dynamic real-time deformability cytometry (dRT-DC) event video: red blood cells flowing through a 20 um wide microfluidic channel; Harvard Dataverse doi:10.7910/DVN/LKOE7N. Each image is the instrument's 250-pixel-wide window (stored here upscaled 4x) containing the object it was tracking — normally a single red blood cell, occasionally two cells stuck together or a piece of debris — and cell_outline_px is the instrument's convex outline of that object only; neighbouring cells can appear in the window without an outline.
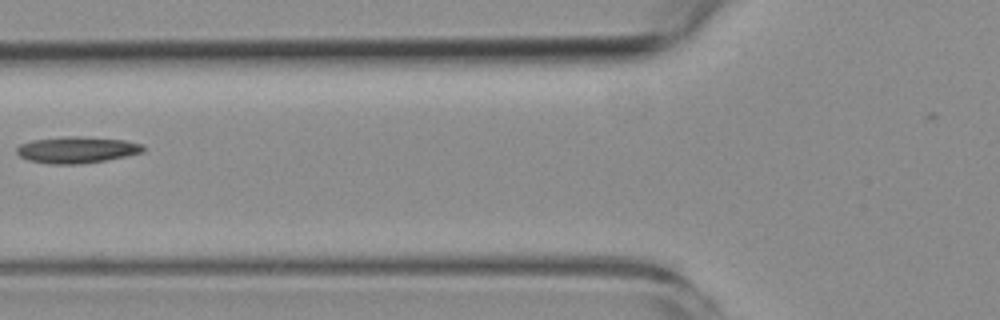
{"species": "common noctule bat (a hibernating species)", "species_latin": "Nyctalus noctula", "temperature_condition": "room temperature", "stored_images_in_passage": 5, "camera_frame_rate_fps": 3000, "um_per_image_px": 0.085, "animal": {"sex": "female", "body_mass_g": 19.3, "forearm_length_mm": 54.1}, "frame": {"image": 1, "passage_image": 5, "time_ms": 5.667, "image_size_px": [1000, 320], "cell_outline_px": [[144, 152], [104, 160], [80, 164], [52, 164], [28, 160], [20, 156], [16, 152], [16, 148], [20, 144], [32, 140], [64, 136], [76, 136], [124, 140], [140, 144], [144, 148]], "centroid_in_image_um": [6.48, 12.73], "position_along_channel_um": 119.3, "area_um2": 19.31}}